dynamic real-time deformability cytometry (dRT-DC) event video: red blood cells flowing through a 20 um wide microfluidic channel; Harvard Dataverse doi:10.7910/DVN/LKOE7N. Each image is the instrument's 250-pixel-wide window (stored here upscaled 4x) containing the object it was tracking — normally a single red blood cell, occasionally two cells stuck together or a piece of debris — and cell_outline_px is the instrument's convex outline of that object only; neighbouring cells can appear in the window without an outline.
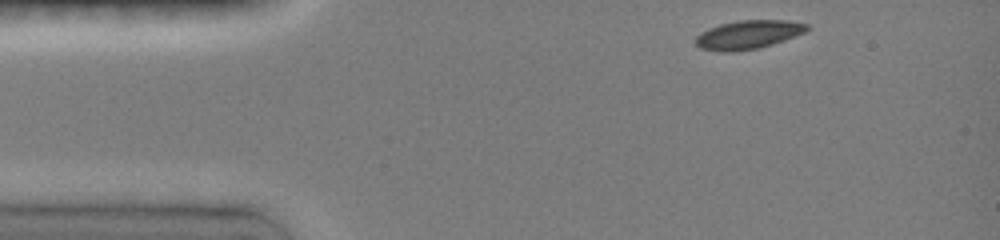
{"species": "common noctule bat (a hibernating species)", "species_latin": "Nyctalus noctula", "temperature_condition": "room temperature", "stored_images_in_passage": 28, "camera_frame_rate_fps": 3000, "um_per_image_px": 0.085, "animal": {"sex": "female", "body_mass_g": 19.0, "forearm_length_mm": 51.5}, "frame": {"image": 1, "passage_image": 1, "time_ms": 0.0, "image_size_px": [1000, 240], "cell_outline_px": [[812, 28], [804, 32], [772, 44], [760, 48], [732, 52], [720, 52], [700, 48], [696, 44], [696, 36], [700, 32], [708, 28], [720, 24], [740, 20], [788, 20], [808, 24]], "centroid_in_image_um": [63.59, 2.94], "position_along_channel_um": 21.4, "area_um2": 18.67}}
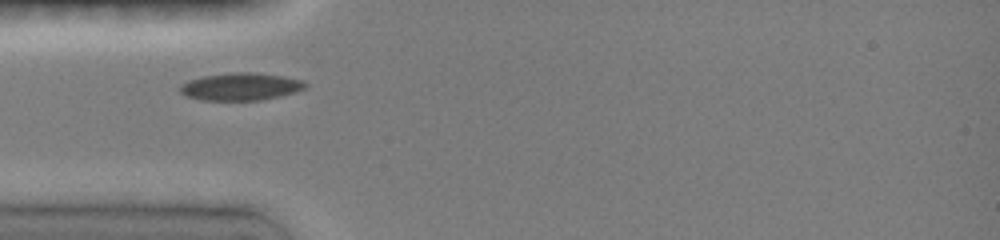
{"frame": {"image": 2, "passage_image": 12, "time_ms": 2.667, "image_size_px": [1000, 240], "cell_outline_px": [[308, 84], [304, 88], [292, 92], [260, 100], [200, 100], [188, 96], [180, 92], [180, 84], [188, 80], [204, 76], [232, 72], [256, 72], [284, 76], [304, 80]], "centroid_in_image_um": [20.44, 7.34], "position_along_channel_um": 64.6, "area_um2": 19.94}}
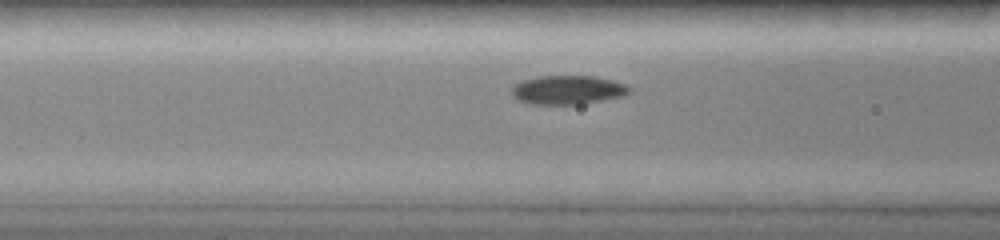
{"frame": {"image": 3, "passage_image": 19, "time_ms": 4.0, "image_size_px": [1000, 240], "cell_outline_px": [[632, 92], [624, 96], [580, 104], [528, 104], [516, 100], [512, 96], [512, 88], [516, 84], [524, 80], [540, 76], [592, 76], [612, 80], [624, 84], [632, 88]], "centroid_in_image_um": [48.27, 7.65], "position_along_channel_um": 118.3, "area_um2": 19.83}}